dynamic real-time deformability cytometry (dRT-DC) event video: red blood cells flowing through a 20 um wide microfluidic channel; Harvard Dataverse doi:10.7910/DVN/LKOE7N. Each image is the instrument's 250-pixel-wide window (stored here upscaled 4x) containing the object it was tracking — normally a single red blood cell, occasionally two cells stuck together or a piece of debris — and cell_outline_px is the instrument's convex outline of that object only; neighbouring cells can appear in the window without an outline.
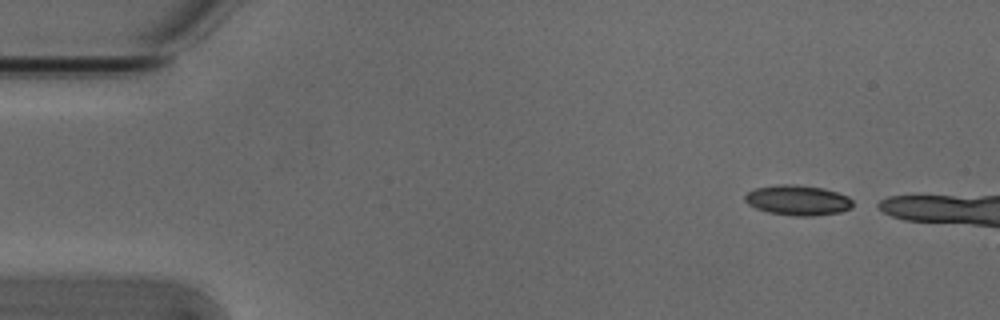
{"species": "Egyptian fruit bat (a non-hibernating species)", "species_latin": "Rousettus aegyptiacus", "temperature_condition": "cold", "stored_images_in_passage": 3, "camera_frame_rate_fps": 3000, "um_per_image_px": 0.085, "animal": {"sex": "male"}, "frame": {"image": 1, "passage_image": 1, "time_ms": 0.0, "image_size_px": [1000, 320], "cell_outline_px": [[852, 208], [840, 212], [812, 216], [792, 216], [768, 212], [756, 208], [748, 204], [744, 200], [744, 196], [748, 192], [756, 188], [776, 184], [796, 184], [824, 188], [848, 196], [852, 200]], "centroid_in_image_um": [67.8, 17.01], "position_along_channel_um": 17.2, "area_um2": 19.07}}